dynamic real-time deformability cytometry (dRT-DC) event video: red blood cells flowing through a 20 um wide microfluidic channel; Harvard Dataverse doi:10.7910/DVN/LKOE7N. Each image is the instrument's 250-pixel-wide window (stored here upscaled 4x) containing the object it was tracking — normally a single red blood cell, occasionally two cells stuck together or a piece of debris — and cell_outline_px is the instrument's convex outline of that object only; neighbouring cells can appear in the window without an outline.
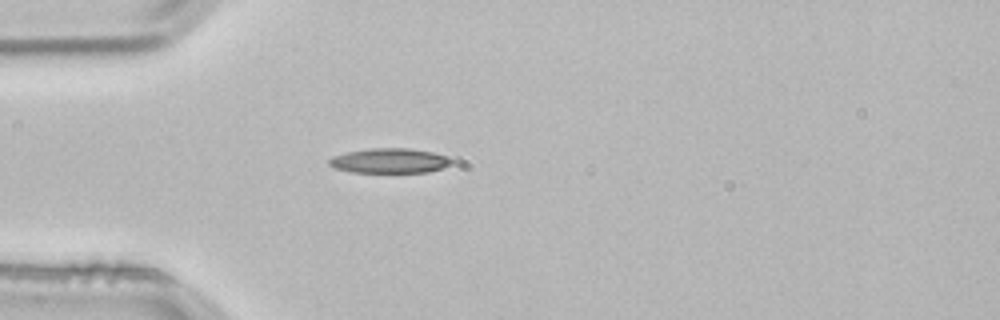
{"species": "common noctule bat (a hibernating species)", "species_latin": "Nyctalus noctula", "temperature_condition": "room temperature", "stored_images_in_passage": 2, "camera_frame_rate_fps": 3000, "um_per_image_px": 0.085, "animal": {"sex": "male", "body_mass_g": 21.5, "forearm_length_mm": 52.0}, "frame": {"image": 1, "passage_image": 2, "time_ms": 0.333, "image_size_px": [1000, 320], "cell_outline_px": [[452, 164], [444, 168], [428, 172], [352, 172], [336, 168], [328, 164], [328, 160], [332, 156], [348, 152], [368, 148], [408, 148], [432, 152], [448, 156], [452, 160]], "centroid_in_image_um": [33.14, 13.66], "position_along_channel_um": 51.9, "area_um2": 17.74}}